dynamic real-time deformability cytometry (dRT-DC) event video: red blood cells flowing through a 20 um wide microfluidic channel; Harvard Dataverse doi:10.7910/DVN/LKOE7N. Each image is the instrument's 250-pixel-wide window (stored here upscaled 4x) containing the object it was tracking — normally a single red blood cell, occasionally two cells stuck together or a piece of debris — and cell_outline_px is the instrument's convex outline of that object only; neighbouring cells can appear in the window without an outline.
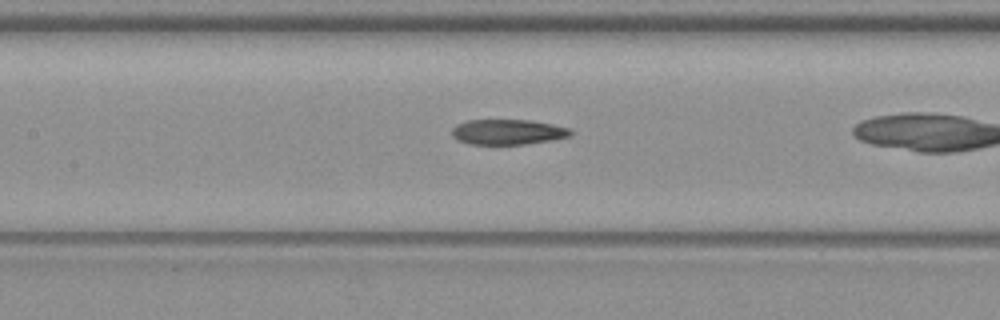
{"species": "common noctule bat (a hibernating species)", "species_latin": "Nyctalus noctula", "temperature_condition": "warm", "stored_images_in_passage": 25, "camera_frame_rate_fps": 3000, "um_per_image_px": 0.085, "animal": {"sex": "female", "body_mass_g": 19.3, "forearm_length_mm": 54.1}, "frame": {"image": 1, "passage_image": 15, "time_ms": 4.667, "image_size_px": [1000, 320], "cell_outline_px": [[572, 136], [552, 140], [528, 144], [468, 144], [456, 140], [452, 136], [452, 128], [456, 124], [468, 120], [532, 120], [572, 128]], "centroid_in_image_um": [43.18, 11.22], "position_along_channel_um": 164.2, "area_um2": 17.74}}
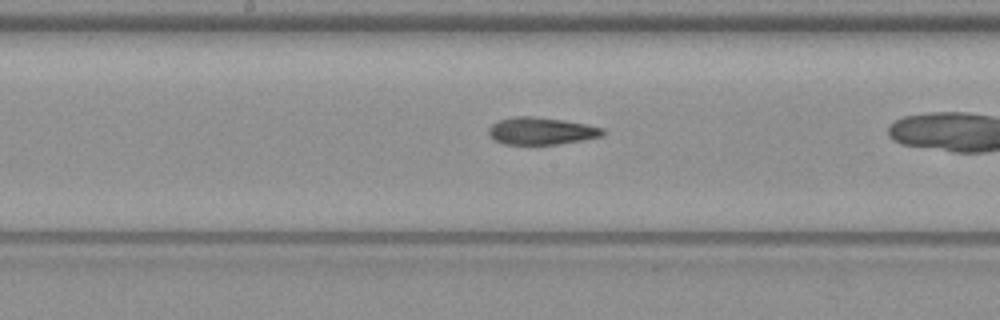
{"frame": {"image": 2, "passage_image": 18, "time_ms": 5.667, "image_size_px": [1000, 320], "cell_outline_px": [[604, 132], [600, 136], [580, 140], [556, 144], [504, 144], [492, 140], [488, 136], [488, 128], [492, 124], [500, 120], [512, 116], [532, 116], [564, 120], [604, 128]], "centroid_in_image_um": [45.92, 11.13], "position_along_channel_um": 202.3, "area_um2": 18.03}}